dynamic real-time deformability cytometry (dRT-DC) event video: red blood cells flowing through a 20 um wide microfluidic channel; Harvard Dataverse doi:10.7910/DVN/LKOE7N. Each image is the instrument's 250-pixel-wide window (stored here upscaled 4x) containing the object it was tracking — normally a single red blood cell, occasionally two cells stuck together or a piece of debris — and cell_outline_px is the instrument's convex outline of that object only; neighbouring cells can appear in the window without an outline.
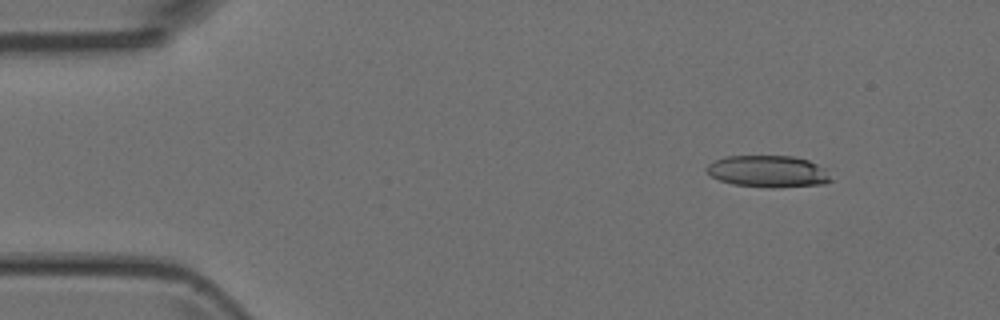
{"species": "Egyptian fruit bat (a non-hibernating species)", "species_latin": "Rousettus aegyptiacus", "temperature_condition": "room temperature", "stored_images_in_passage": 46, "camera_frame_rate_fps": 3000, "um_per_image_px": 0.085, "animal": {"sex": "female"}, "frame": {"image": 1, "passage_image": 1, "time_ms": 0.0, "image_size_px": [1000, 320], "cell_outline_px": [[832, 180], [824, 184], [772, 188], [732, 184], [720, 180], [712, 176], [704, 168], [708, 164], [716, 160], [728, 156], [792, 156], [808, 160], [824, 168]], "centroid_in_image_um": [65.28, 14.57], "position_along_channel_um": 19.7, "area_um2": 22.89}}
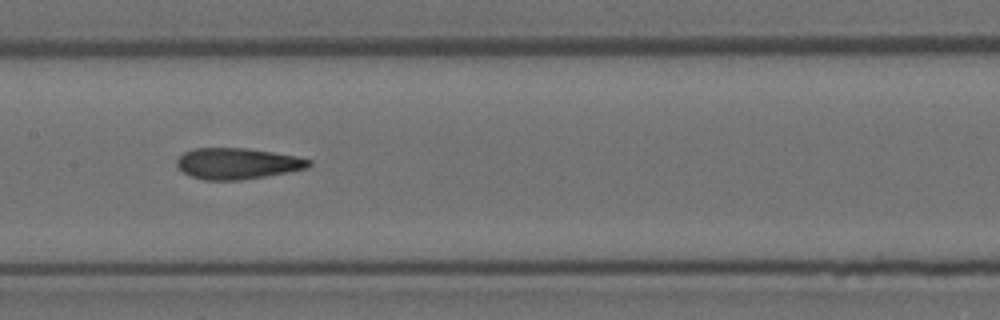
{"frame": {"image": 2, "passage_image": 20, "time_ms": 6.333, "image_size_px": [1000, 320], "cell_outline_px": [[312, 164], [308, 168], [264, 176], [240, 180], [204, 180], [192, 176], [184, 172], [176, 164], [176, 160], [184, 152], [192, 148], [244, 148], [272, 152], [296, 156], [312, 160]], "centroid_in_image_um": [20.17, 13.89], "position_along_channel_um": 187.2, "area_um2": 23.76}}
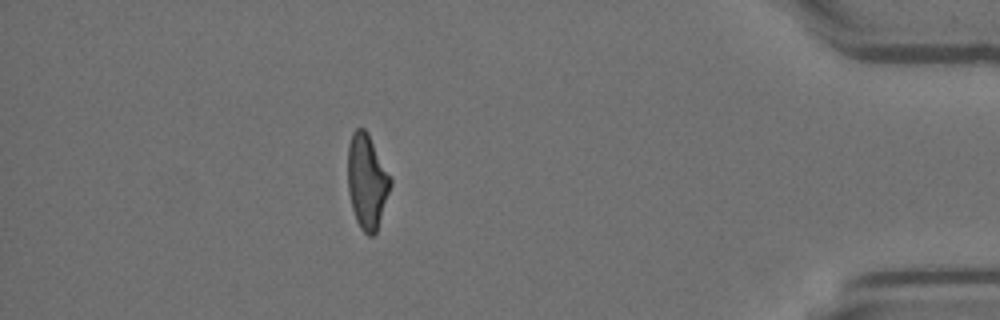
{"frame": {"image": 3, "passage_image": 40, "time_ms": 13.0, "image_size_px": [1000, 320], "cell_outline_px": [[392, 184], [376, 232], [372, 236], [368, 236], [360, 228], [356, 220], [352, 208], [348, 192], [348, 144], [352, 132], [356, 128], [364, 128], [368, 132], [392, 180]], "centroid_in_image_um": [31.18, 15.41], "position_along_channel_um": 404.0, "area_um2": 23.52}}